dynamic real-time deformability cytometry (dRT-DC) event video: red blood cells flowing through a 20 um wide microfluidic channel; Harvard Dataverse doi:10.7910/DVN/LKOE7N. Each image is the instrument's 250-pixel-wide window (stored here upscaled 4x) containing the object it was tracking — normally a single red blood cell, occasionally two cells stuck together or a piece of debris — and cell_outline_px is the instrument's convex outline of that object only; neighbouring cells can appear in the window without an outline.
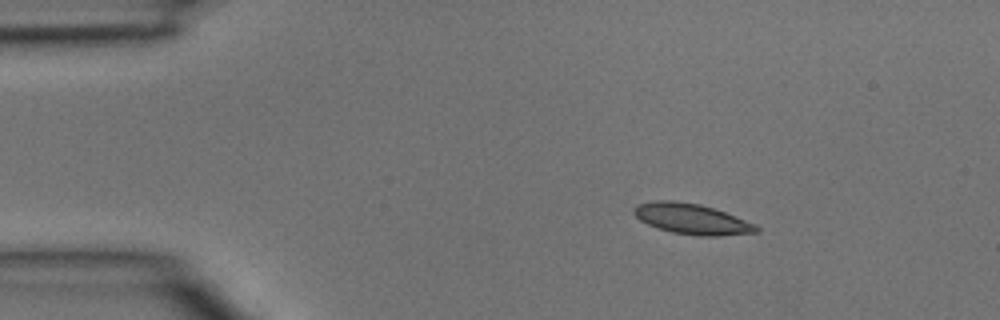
{"species": "common noctule bat (a hibernating species)", "species_latin": "Nyctalus noctula", "temperature_condition": "room temperature", "stored_images_in_passage": 2, "camera_frame_rate_fps": 3000, "um_per_image_px": 0.085, "animal": {"sex": "male", "body_mass_g": 15.6}, "frame": {"image": 1, "passage_image": 1, "time_ms": 0.0, "image_size_px": [1000, 320], "cell_outline_px": [[760, 232], [720, 236], [700, 236], [672, 232], [648, 224], [640, 220], [632, 212], [632, 208], [636, 204], [656, 200], [672, 200], [700, 204], [724, 212], [756, 224], [760, 228]], "centroid_in_image_um": [58.8, 18.61], "position_along_channel_um": 26.2, "area_um2": 21.79}}